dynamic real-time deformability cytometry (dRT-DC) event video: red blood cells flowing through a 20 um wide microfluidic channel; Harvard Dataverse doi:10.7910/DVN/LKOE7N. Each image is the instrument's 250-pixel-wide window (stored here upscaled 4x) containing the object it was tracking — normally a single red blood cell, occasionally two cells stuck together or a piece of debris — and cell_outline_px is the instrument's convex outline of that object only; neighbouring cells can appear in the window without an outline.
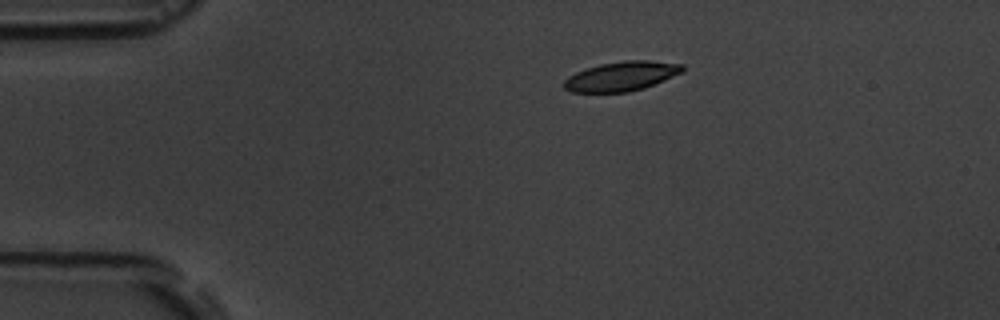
{"species": "common noctule bat (a hibernating species)", "species_latin": "Nyctalus noctula", "temperature_condition": "room temperature", "stored_images_in_passage": 6, "camera_frame_rate_fps": 3000, "um_per_image_px": 0.085, "animal": {"sex": "male", "body_mass_g": 19.5, "forearm_length_mm": 54.6}, "frame": {"image": 1, "passage_image": 1, "time_ms": 0.0, "image_size_px": [1000, 320], "cell_outline_px": [[684, 72], [644, 88], [628, 92], [572, 92], [564, 88], [564, 80], [568, 76], [576, 72], [600, 64], [624, 60], [648, 60], [684, 64]], "centroid_in_image_um": [52.85, 6.47], "position_along_channel_um": 32.1, "area_um2": 20.35}}
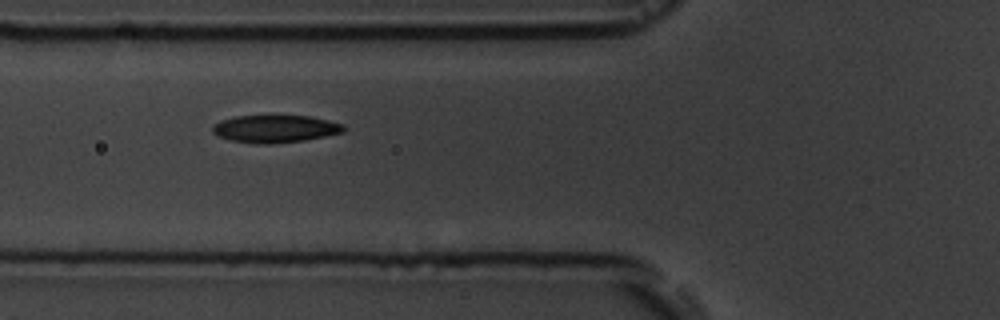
{"frame": {"image": 2, "passage_image": 4, "time_ms": 3.333, "image_size_px": [1000, 320], "cell_outline_px": [[344, 132], [304, 140], [272, 144], [256, 144], [232, 140], [220, 136], [212, 132], [212, 124], [220, 120], [236, 116], [272, 112], [312, 116], [344, 124]], "centroid_in_image_um": [23.37, 10.88], "position_along_channel_um": 102.4, "area_um2": 22.08}}
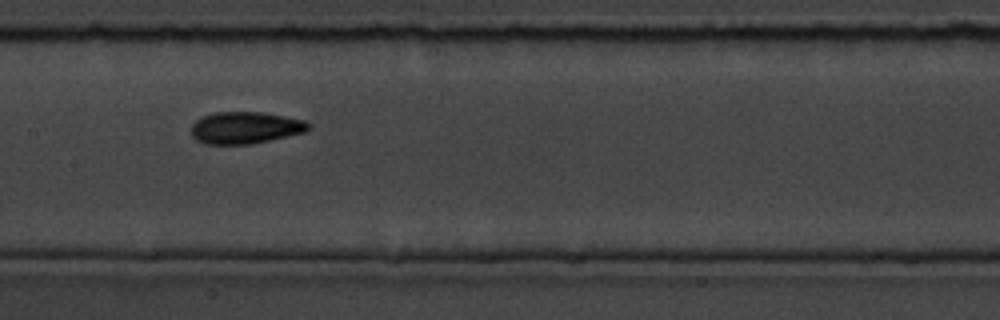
{"frame": {"image": 3, "passage_image": 6, "time_ms": 5.667, "image_size_px": [1000, 320], "cell_outline_px": [[312, 128], [308, 132], [252, 144], [204, 144], [196, 140], [192, 136], [192, 124], [196, 120], [204, 116], [216, 112], [264, 112], [304, 120], [312, 124]], "centroid_in_image_um": [20.91, 10.86], "position_along_channel_um": 186.5, "area_um2": 22.08}}